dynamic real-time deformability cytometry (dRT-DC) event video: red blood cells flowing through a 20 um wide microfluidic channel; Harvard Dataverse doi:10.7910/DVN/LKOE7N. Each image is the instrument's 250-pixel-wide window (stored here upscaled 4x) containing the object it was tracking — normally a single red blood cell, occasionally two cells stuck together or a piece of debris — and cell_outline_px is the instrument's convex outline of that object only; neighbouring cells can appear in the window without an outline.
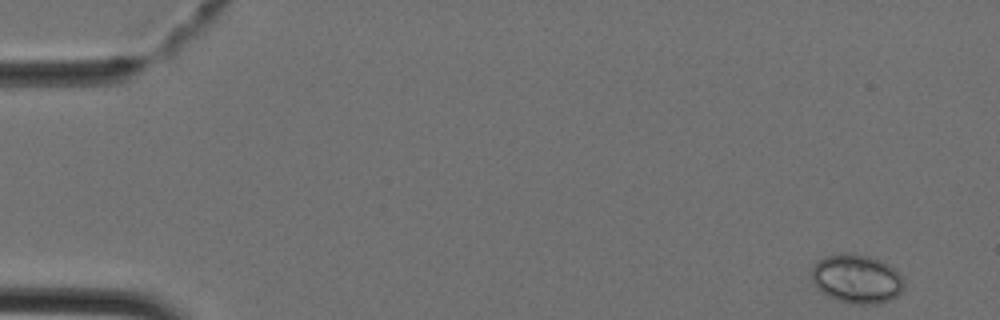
{"species": "Egyptian fruit bat (a non-hibernating species)", "species_latin": "Rousettus aegyptiacus", "temperature_condition": "cold", "stored_images_in_passage": 42, "camera_frame_rate_fps": 3000, "um_per_image_px": 0.085, "animal": {"sex": "female"}, "frame": {"image": 1, "passage_image": 1, "time_ms": 0.0, "image_size_px": [1000, 320], "cell_outline_px": [[904, 284], [900, 292], [896, 296], [888, 300], [876, 304], [852, 304], [828, 296], [816, 288], [812, 280], [812, 268], [816, 260], [824, 256], [840, 252], [852, 252], [868, 256], [880, 260], [888, 264], [900, 276]], "centroid_in_image_um": [72.76, 23.67], "position_along_channel_um": 12.2, "area_um2": 26.36}}
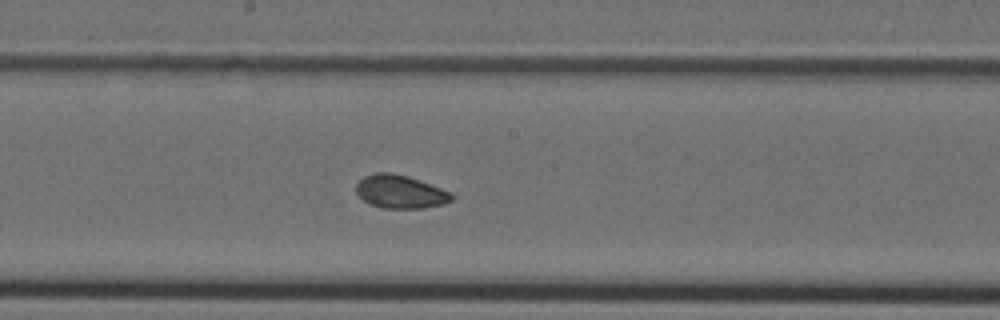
{"frame": {"image": 2, "passage_image": 22, "time_ms": 7.0, "image_size_px": [1000, 320], "cell_outline_px": [[452, 200], [444, 204], [424, 208], [384, 208], [372, 204], [364, 200], [356, 192], [356, 184], [364, 176], [376, 172], [388, 172], [408, 176], [452, 192]], "centroid_in_image_um": [34.03, 16.29], "position_along_channel_um": 214.2, "area_um2": 18.38}}
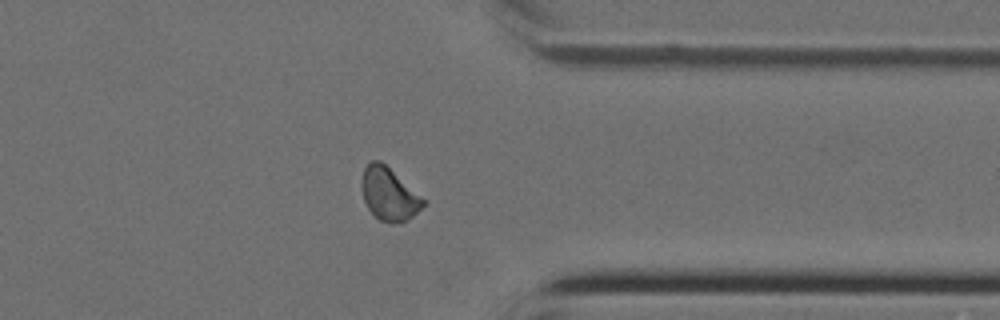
{"frame": {"image": 3, "passage_image": 33, "time_ms": 10.667, "image_size_px": [1000, 320], "cell_outline_px": [[424, 204], [412, 216], [400, 224], [380, 220], [368, 208], [364, 200], [360, 184], [364, 168], [372, 160], [380, 160], [420, 196], [424, 200]], "centroid_in_image_um": [33.01, 16.49], "position_along_channel_um": 378.4, "area_um2": 18.38}}